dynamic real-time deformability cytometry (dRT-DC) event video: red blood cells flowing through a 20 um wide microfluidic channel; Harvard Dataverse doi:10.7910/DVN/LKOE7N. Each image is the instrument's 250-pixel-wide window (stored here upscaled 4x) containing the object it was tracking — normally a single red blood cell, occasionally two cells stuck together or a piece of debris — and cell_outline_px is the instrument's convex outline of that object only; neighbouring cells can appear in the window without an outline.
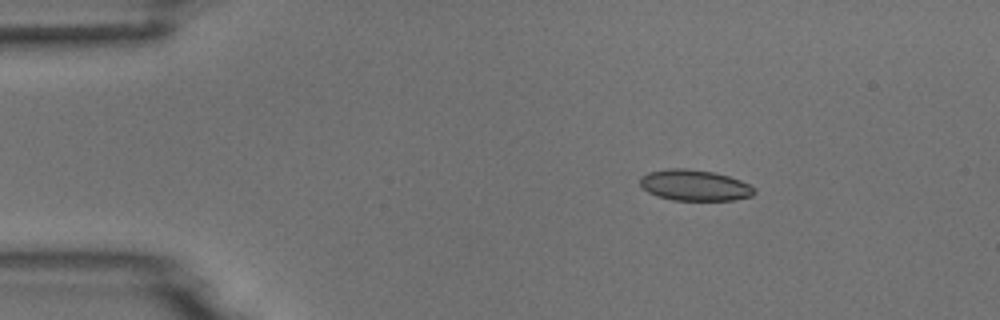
{"species": "common noctule bat (a hibernating species)", "species_latin": "Nyctalus noctula", "temperature_condition": "room temperature", "stored_images_in_passage": 4, "camera_frame_rate_fps": 3000, "um_per_image_px": 0.085, "animal": {"sex": "male", "body_mass_g": 18.8}, "frame": {"image": 1, "passage_image": 2, "time_ms": 2.0, "image_size_px": [1000, 320], "cell_outline_px": [[756, 192], [752, 196], [732, 200], [672, 200], [656, 196], [648, 192], [640, 184], [640, 176], [648, 172], [668, 168], [688, 168], [716, 172], [740, 180], [756, 188]], "centroid_in_image_um": [59.04, 15.74], "position_along_channel_um": 26.0, "area_um2": 20.81}}